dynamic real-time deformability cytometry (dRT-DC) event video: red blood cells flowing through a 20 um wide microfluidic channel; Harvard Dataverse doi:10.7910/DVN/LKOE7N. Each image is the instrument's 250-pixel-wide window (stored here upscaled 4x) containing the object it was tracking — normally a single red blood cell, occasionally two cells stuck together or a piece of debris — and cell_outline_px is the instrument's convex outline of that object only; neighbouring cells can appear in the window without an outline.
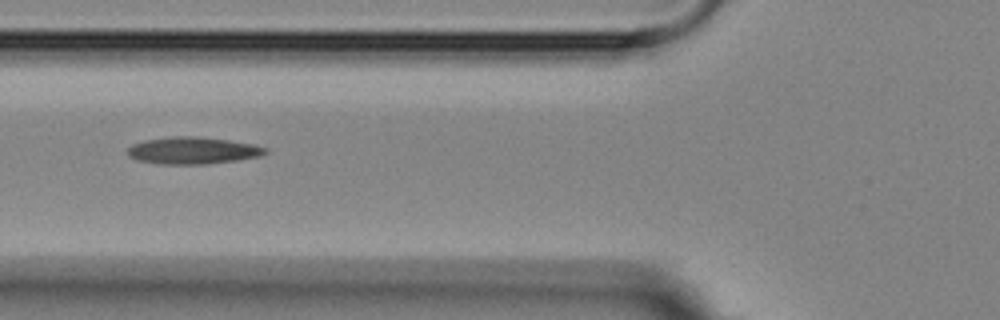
{"species": "Egyptian fruit bat (a non-hibernating species)", "species_latin": "Rousettus aegyptiacus", "temperature_condition": "room temperature", "stored_images_in_passage": 8, "camera_frame_rate_fps": 3000, "um_per_image_px": 0.085, "animal": {"sex": "female"}, "frame": {"image": 1, "passage_image": 6, "time_ms": 5.667, "image_size_px": [1000, 320], "cell_outline_px": [[268, 152], [260, 156], [236, 160], [208, 164], [160, 164], [136, 160], [128, 156], [128, 148], [132, 144], [144, 140], [172, 136], [200, 136], [256, 144], [268, 148]], "centroid_in_image_um": [16.4, 12.79], "position_along_channel_um": 109.4, "area_um2": 21.91}}
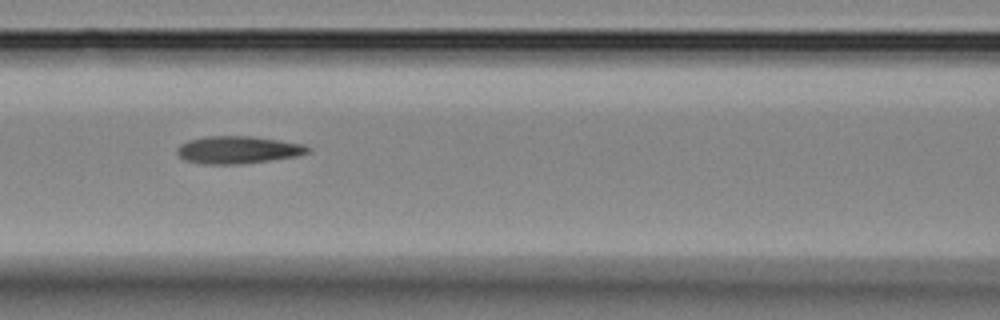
{"frame": {"image": 2, "passage_image": 7, "time_ms": 6.667, "image_size_px": [1000, 320], "cell_outline_px": [[312, 152], [296, 156], [244, 164], [204, 164], [184, 160], [176, 152], [176, 148], [180, 144], [188, 140], [204, 136], [252, 136], [280, 140], [304, 144], [312, 148]], "centroid_in_image_um": [20.24, 12.73], "position_along_channel_um": 146.4, "area_um2": 21.21}}
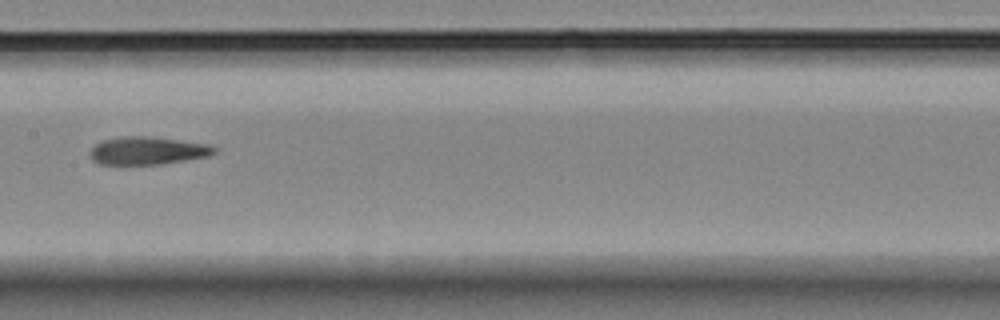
{"frame": {"image": 3, "passage_image": 8, "time_ms": 8.0, "image_size_px": [1000, 320], "cell_outline_px": [[216, 152], [208, 156], [160, 164], [100, 164], [92, 160], [88, 152], [100, 140], [120, 136], [148, 136], [180, 140], [208, 144], [216, 148]], "centroid_in_image_um": [12.5, 12.79], "position_along_channel_um": 194.9, "area_um2": 20.17}}